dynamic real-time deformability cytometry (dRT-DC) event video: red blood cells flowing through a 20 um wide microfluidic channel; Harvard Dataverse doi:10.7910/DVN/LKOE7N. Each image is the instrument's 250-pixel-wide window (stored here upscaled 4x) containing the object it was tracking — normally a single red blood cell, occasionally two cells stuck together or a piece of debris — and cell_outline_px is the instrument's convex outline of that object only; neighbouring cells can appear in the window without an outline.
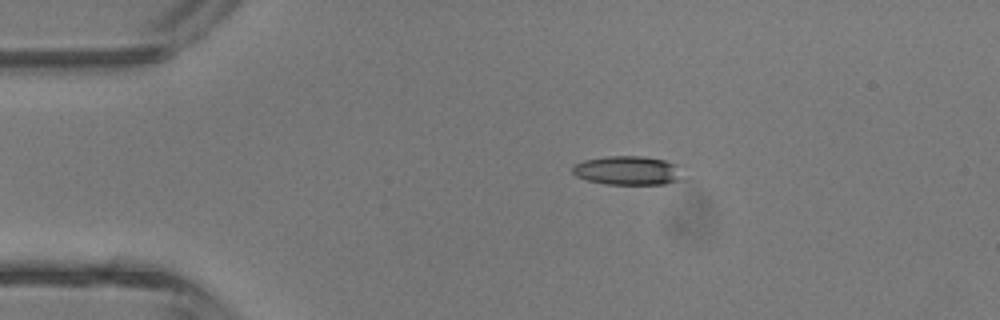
{"species": "common noctule bat (a hibernating species)", "species_latin": "Nyctalus noctula", "temperature_condition": "room temperature", "stored_images_in_passage": 3, "camera_frame_rate_fps": 3000, "um_per_image_px": 0.085, "animal": {"sex": "male", "body_mass_g": 13.3}, "frame": {"image": 1, "passage_image": 2, "time_ms": 1.333, "image_size_px": [1000, 320], "cell_outline_px": [[688, 180], [664, 184], [604, 184], [588, 180], [576, 176], [572, 172], [572, 164], [584, 160], [604, 156], [644, 156], [664, 160], [676, 164]], "centroid_in_image_um": [53.41, 14.5], "position_along_channel_um": 31.6, "area_um2": 19.07}}